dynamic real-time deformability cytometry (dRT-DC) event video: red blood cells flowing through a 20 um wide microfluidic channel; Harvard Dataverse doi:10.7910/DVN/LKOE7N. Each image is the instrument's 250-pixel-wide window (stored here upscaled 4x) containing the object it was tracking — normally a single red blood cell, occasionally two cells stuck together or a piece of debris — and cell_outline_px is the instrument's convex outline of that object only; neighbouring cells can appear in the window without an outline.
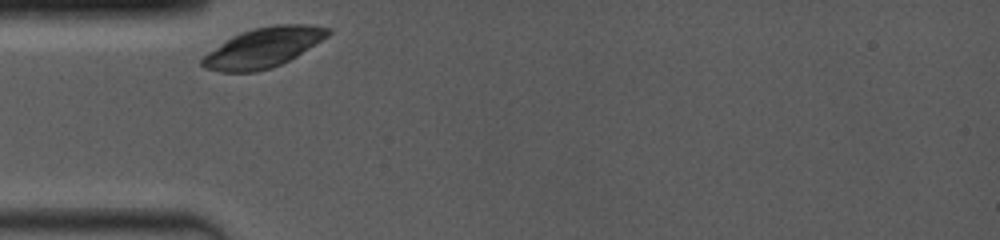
{"species": "common noctule bat (a hibernating species)", "species_latin": "Nyctalus noctula", "temperature_condition": "room temperature", "stored_images_in_passage": 7, "camera_frame_rate_fps": 4000, "um_per_image_px": 0.085, "animal": {"sex": "female", "body_mass_g": 19.0, "forearm_length_mm": 53.3}, "frame": {"image": 1, "passage_image": 1, "time_ms": 0.0, "image_size_px": [1000, 240], "cell_outline_px": [[332, 32], [328, 36], [296, 56], [272, 68], [256, 72], [220, 72], [204, 68], [200, 64], [200, 60], [208, 52], [232, 36], [256, 28], [276, 24], [312, 24], [328, 28]], "centroid_in_image_um": [22.37, 4.05], "position_along_channel_um": 62.6, "area_um2": 28.9}}
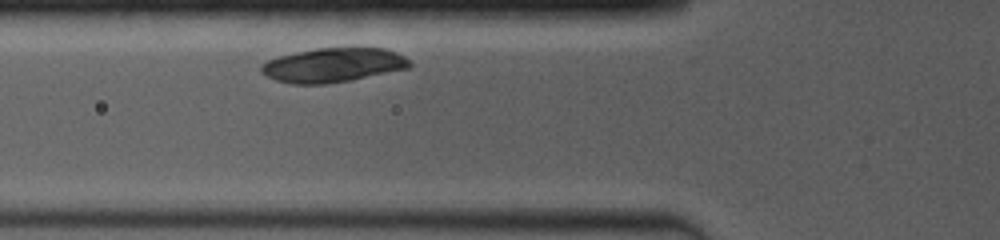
{"frame": {"image": 2, "passage_image": 3, "time_ms": 1.0, "image_size_px": [1000, 240], "cell_outline_px": [[412, 64], [408, 68], [352, 80], [324, 84], [292, 84], [276, 80], [260, 72], [260, 64], [268, 60], [280, 56], [296, 52], [316, 48], [384, 48], [396, 52], [404, 56]], "centroid_in_image_um": [28.3, 5.53], "position_along_channel_um": 97.5, "area_um2": 29.54}}
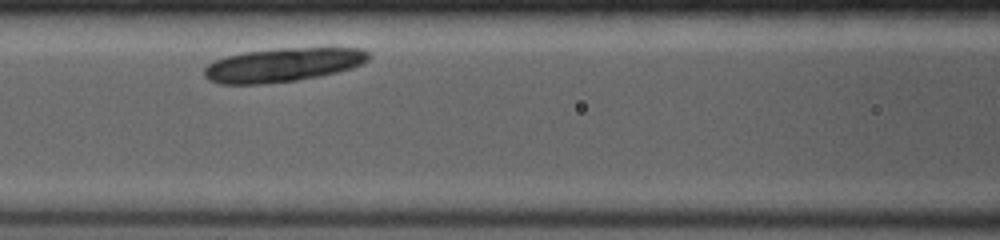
{"frame": {"image": 3, "passage_image": 6, "time_ms": 2.25, "image_size_px": [1000, 240], "cell_outline_px": [[372, 56], [364, 64], [352, 68], [320, 76], [296, 80], [260, 84], [220, 84], [208, 80], [204, 76], [204, 68], [208, 64], [216, 60], [228, 56], [244, 52], [280, 48], [364, 48]], "centroid_in_image_um": [24.07, 5.51], "position_along_channel_um": 142.5, "area_um2": 32.43}}